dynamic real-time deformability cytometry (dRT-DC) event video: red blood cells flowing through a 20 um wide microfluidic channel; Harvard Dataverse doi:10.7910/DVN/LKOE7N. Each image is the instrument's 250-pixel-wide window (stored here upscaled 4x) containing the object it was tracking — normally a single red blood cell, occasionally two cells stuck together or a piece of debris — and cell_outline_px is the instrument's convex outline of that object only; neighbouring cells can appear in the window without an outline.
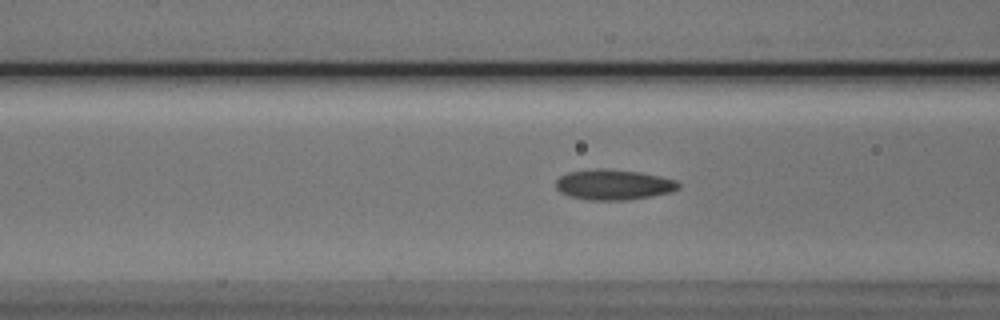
{"species": "Egyptian fruit bat (a non-hibernating species)", "species_latin": "Rousettus aegyptiacus", "temperature_condition": "cold", "stored_images_in_passage": 41, "camera_frame_rate_fps": 3000, "um_per_image_px": 0.085, "animal": {"sex": "male"}, "frame": {"image": 1, "passage_image": 15, "time_ms": 4.667, "image_size_px": [1000, 320], "cell_outline_px": [[680, 188], [672, 192], [652, 196], [628, 200], [588, 200], [568, 196], [560, 192], [556, 188], [556, 180], [560, 176], [568, 172], [596, 168], [600, 168], [640, 172], [660, 176], [676, 180], [680, 184]], "centroid_in_image_um": [52.15, 15.7], "position_along_channel_um": 114.4, "area_um2": 21.91}}
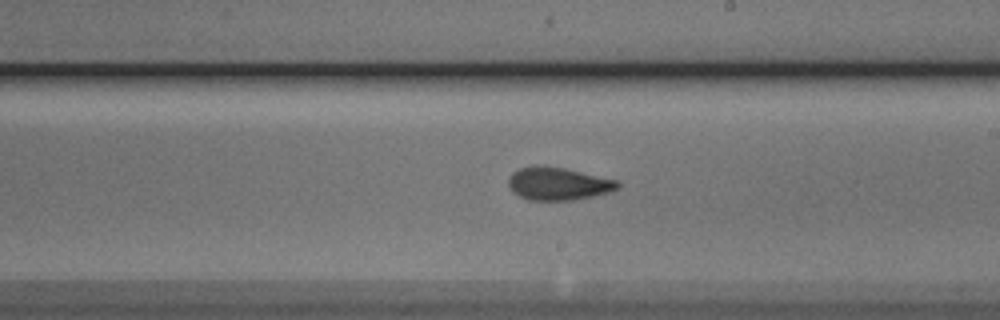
{"frame": {"image": 2, "passage_image": 25, "time_ms": 8.0, "image_size_px": [1000, 320], "cell_outline_px": [[620, 184], [616, 188], [608, 192], [592, 196], [572, 200], [528, 200], [512, 192], [508, 184], [508, 180], [512, 172], [520, 168], [532, 164], [564, 168], [616, 180]], "centroid_in_image_um": [47.37, 15.6], "position_along_channel_um": 241.6, "area_um2": 20.75}}
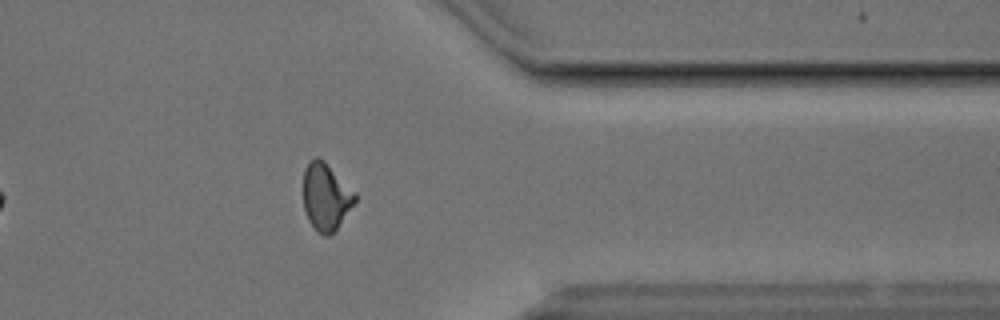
{"frame": {"image": 3, "passage_image": 37, "time_ms": 12.0, "image_size_px": [1000, 320], "cell_outline_px": [[356, 200], [336, 228], [328, 236], [324, 236], [316, 232], [308, 220], [304, 208], [304, 168], [308, 160], [316, 156], [324, 160], [356, 192]], "centroid_in_image_um": [27.68, 16.69], "position_along_channel_um": 383.7, "area_um2": 20.23}, "authors_computed_cell_mechanics": {"area_um2": 20.8658, "velocity_mm_per_s": 3.8146, "shape_relaxation_time_tau1_ms": 4.0322, "shape_relaxation_time_tau2_ms": 2.1024, "deformation_change_tau1": 0.128, "deformation_change_tau2": 0.0713}}